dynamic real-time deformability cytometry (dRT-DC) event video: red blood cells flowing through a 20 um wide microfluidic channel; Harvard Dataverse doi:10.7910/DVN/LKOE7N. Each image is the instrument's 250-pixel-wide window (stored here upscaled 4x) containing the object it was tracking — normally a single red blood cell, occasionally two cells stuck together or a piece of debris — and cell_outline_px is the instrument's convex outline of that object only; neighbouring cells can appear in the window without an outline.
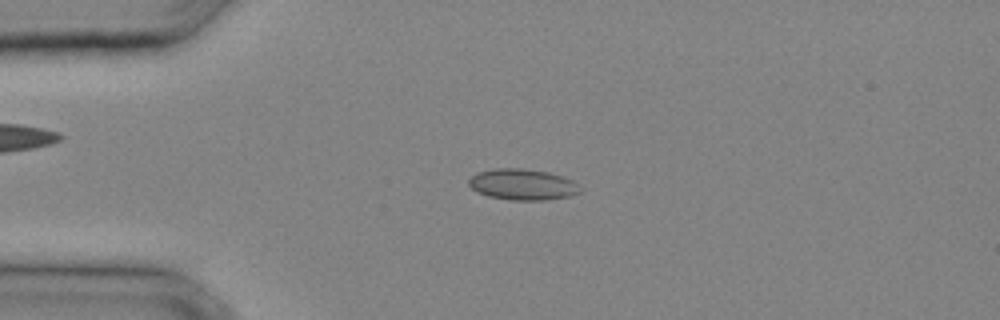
{"species": "common noctule bat (a hibernating species)", "species_latin": "Nyctalus noctula", "temperature_condition": "cold", "stored_images_in_passage": 25, "camera_frame_rate_fps": 3000, "um_per_image_px": 0.085, "animal": {"sex": "male", "body_mass_g": 20.4}, "frame": {"image": 1, "passage_image": 2, "time_ms": 0.333, "image_size_px": [1000, 320], "cell_outline_px": [[584, 188], [580, 192], [568, 196], [548, 200], [512, 200], [488, 196], [476, 192], [468, 184], [468, 180], [476, 172], [492, 168], [524, 168], [548, 172], [564, 176], [572, 180]], "centroid_in_image_um": [44.43, 15.67], "position_along_channel_um": 40.6, "area_um2": 20.46}}
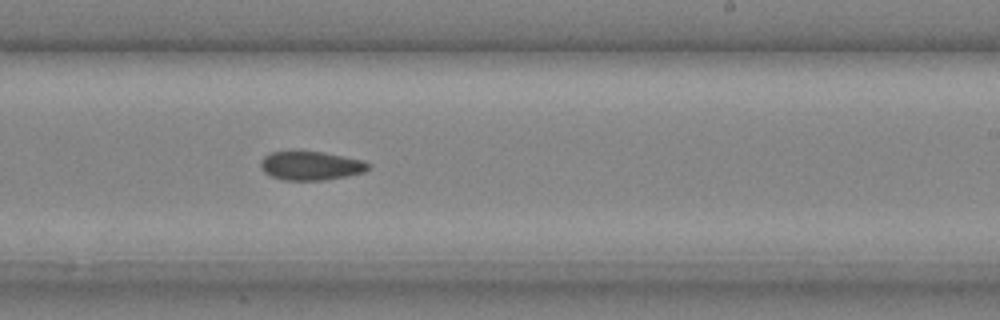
{"frame": {"image": 2, "passage_image": 14, "time_ms": 4.333, "image_size_px": [1000, 320], "cell_outline_px": [[372, 164], [364, 172], [324, 180], [284, 180], [272, 176], [264, 172], [260, 168], [260, 160], [264, 156], [272, 152], [324, 152], [364, 160]], "centroid_in_image_um": [26.42, 14.08], "position_along_channel_um": 262.6, "area_um2": 17.98}}
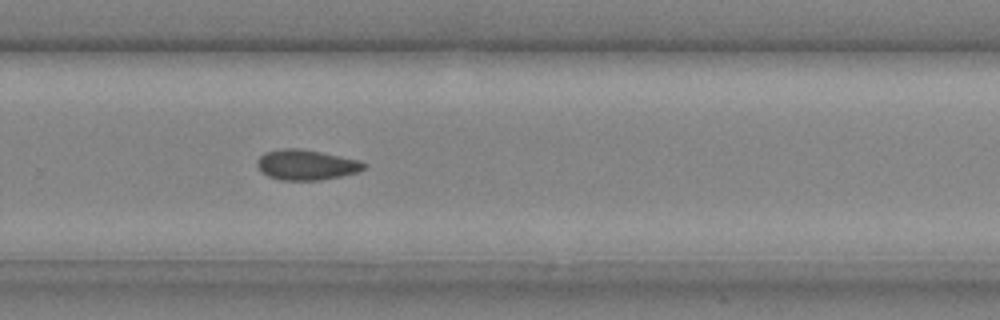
{"frame": {"image": 3, "passage_image": 16, "time_ms": 5.0, "image_size_px": [1000, 320], "cell_outline_px": [[368, 164], [360, 172], [340, 176], [316, 180], [280, 180], [268, 176], [256, 164], [256, 160], [264, 152], [284, 148], [300, 148], [360, 160]], "centroid_in_image_um": [26.05, 14.0], "position_along_channel_um": 303.8, "area_um2": 18.79}}